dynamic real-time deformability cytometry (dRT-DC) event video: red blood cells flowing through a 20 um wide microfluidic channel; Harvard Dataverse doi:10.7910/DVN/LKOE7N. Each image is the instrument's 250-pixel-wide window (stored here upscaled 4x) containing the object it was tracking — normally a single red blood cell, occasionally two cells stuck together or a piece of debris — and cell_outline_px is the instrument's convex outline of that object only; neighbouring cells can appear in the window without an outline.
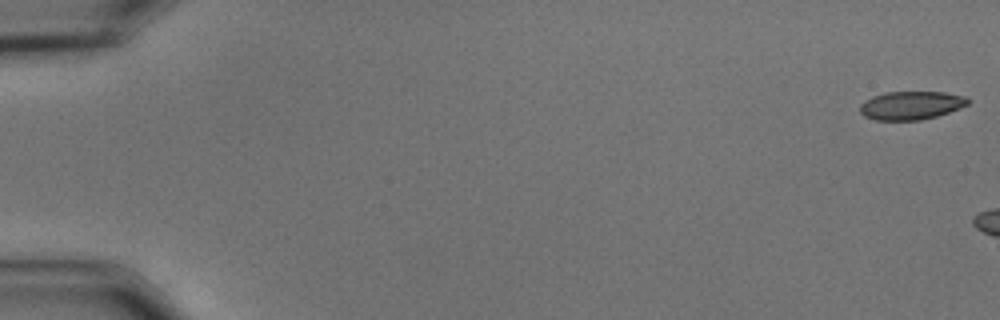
{"species": "common noctule bat (a hibernating species)", "species_latin": "Nyctalus noctula", "temperature_condition": "cold", "stored_images_in_passage": 7, "camera_frame_rate_fps": 3000, "um_per_image_px": 0.085, "animal": {"sex": "male", "body_mass_g": 15.6}, "frame": {"image": 1, "passage_image": 1, "time_ms": 0.0, "image_size_px": [1000, 320], "cell_outline_px": [[972, 100], [968, 104], [960, 108], [936, 116], [920, 120], [876, 120], [864, 116], [860, 112], [860, 104], [864, 100], [872, 96], [884, 92], [944, 92], [968, 96]], "centroid_in_image_um": [77.46, 8.94], "position_along_channel_um": 7.5, "area_um2": 18.03}}